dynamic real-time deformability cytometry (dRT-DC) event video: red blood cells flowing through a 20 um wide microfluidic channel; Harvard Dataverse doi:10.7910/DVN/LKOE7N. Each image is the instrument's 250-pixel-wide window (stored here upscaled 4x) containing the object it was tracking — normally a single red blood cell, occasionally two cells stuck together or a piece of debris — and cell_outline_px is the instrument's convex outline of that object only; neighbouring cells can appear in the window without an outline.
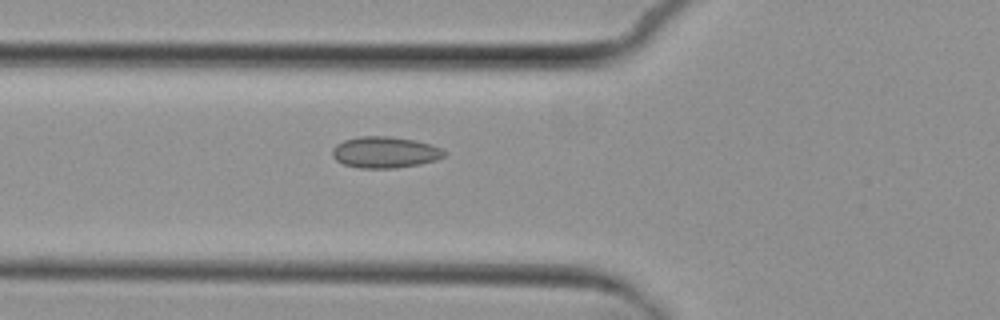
{"species": "common noctule bat (a hibernating species)", "species_latin": "Nyctalus noctula", "temperature_condition": "cold", "stored_images_in_passage": 6, "camera_frame_rate_fps": 3000, "um_per_image_px": 0.085, "animal": {"sex": "female", "body_mass_g": 29.2, "forearm_length_mm": 56.3}, "frame": {"image": 1, "passage_image": 6, "time_ms": 5.667, "image_size_px": [1000, 320], "cell_outline_px": [[448, 152], [444, 156], [436, 160], [420, 164], [396, 168], [360, 168], [344, 164], [336, 160], [332, 156], [332, 148], [336, 144], [344, 140], [360, 136], [388, 136], [416, 140], [440, 148]], "centroid_in_image_um": [32.71, 12.94], "position_along_channel_um": 93.1, "area_um2": 20.46}}